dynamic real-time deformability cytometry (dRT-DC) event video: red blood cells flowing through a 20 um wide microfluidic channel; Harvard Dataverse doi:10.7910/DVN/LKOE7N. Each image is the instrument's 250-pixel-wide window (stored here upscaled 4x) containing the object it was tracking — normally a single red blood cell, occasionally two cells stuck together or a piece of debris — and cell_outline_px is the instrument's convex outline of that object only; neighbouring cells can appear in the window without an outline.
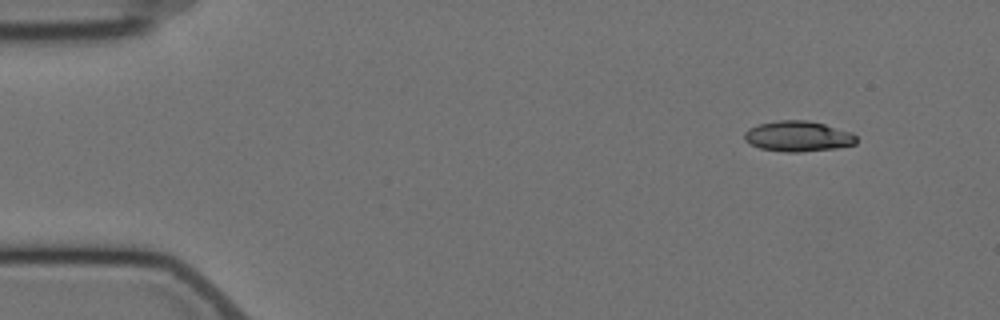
{"species": "Egyptian fruit bat (a non-hibernating species)", "species_latin": "Rousettus aegyptiacus", "temperature_condition": "cold", "stored_images_in_passage": 4, "camera_frame_rate_fps": 3000, "um_per_image_px": 0.085, "animal": {"sex": "female"}, "frame": {"image": 1, "passage_image": 1, "time_ms": 0.0, "image_size_px": [1000, 320], "cell_outline_px": [[856, 144], [836, 148], [800, 152], [784, 152], [760, 148], [744, 140], [744, 132], [748, 128], [760, 124], [776, 120], [808, 120], [824, 124], [852, 132], [856, 136]], "centroid_in_image_um": [67.83, 11.58], "position_along_channel_um": 17.2, "area_um2": 19.94}}
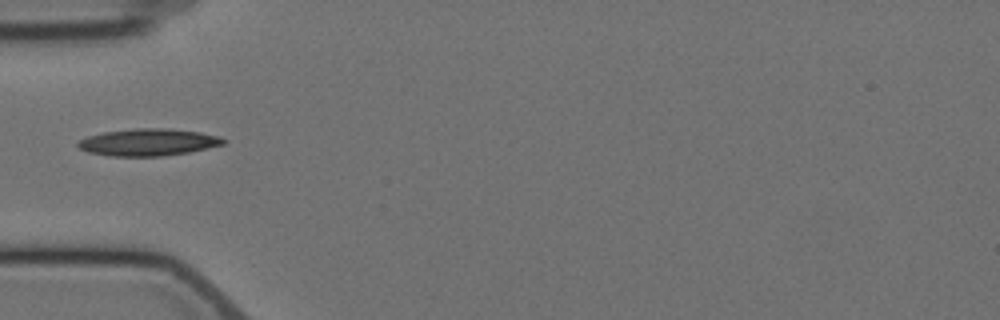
{"frame": {"image": 2, "passage_image": 4, "time_ms": 4.333, "image_size_px": [1000, 320], "cell_outline_px": [[228, 140], [224, 144], [188, 152], [164, 156], [112, 156], [88, 152], [80, 148], [76, 144], [80, 140], [88, 136], [104, 132], [136, 128], [168, 128], [200, 132], [220, 136]], "centroid_in_image_um": [12.63, 12.08], "position_along_channel_um": 72.4, "area_um2": 22.89}}